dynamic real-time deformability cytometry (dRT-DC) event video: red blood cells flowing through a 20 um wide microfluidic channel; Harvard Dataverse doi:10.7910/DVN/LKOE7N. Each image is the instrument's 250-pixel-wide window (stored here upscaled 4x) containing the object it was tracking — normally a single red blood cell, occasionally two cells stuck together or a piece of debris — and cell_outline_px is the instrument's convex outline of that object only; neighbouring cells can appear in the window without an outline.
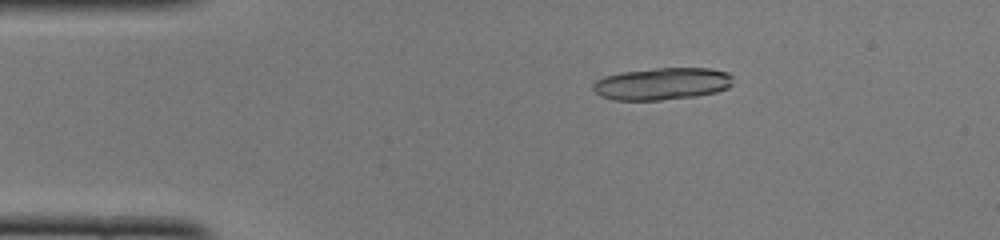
{"species": "common noctule bat (a hibernating species)", "species_latin": "Nyctalus noctula", "temperature_condition": "cold", "stored_images_in_passage": 49, "camera_frame_rate_fps": 3000, "um_per_image_px": 0.085, "animal": {"sex": "female", "body_mass_g": 22.0, "forearm_length_mm": 56.7}, "frame": {"image": 1, "passage_image": 8, "time_ms": 2.333, "image_size_px": [1000, 240], "cell_outline_px": [[732, 84], [728, 88], [716, 92], [696, 96], [660, 100], [612, 100], [600, 96], [592, 88], [592, 84], [596, 80], [604, 76], [620, 72], [656, 68], [708, 68], [728, 72], [732, 76]], "centroid_in_image_um": [56.26, 7.12], "position_along_channel_um": 28.7, "area_um2": 26.41}, "authors_computed_cell_mechanics": {"area_um2": 15.9528, "velocity_mm_per_s": 4.0065, "shape_relaxation_time_tau1_ms": 9.2655, "shape_relaxation_time_tau2_ms": 2.7197, "deformation_change_tau1": 0.224, "deformation_change_tau2": 0.0453}}